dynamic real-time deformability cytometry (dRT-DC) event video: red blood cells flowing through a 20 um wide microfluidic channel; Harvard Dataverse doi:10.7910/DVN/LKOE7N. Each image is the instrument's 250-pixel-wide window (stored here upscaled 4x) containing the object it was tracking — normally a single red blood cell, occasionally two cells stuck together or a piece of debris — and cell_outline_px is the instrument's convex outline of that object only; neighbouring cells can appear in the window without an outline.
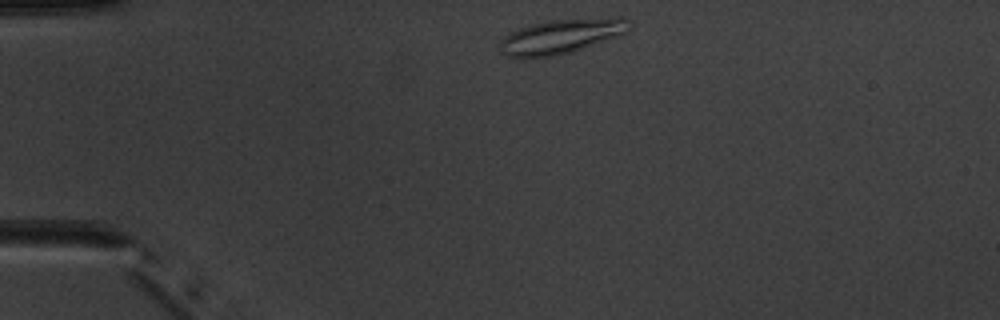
{"species": "common noctule bat (a hibernating species)", "species_latin": "Nyctalus noctula", "temperature_condition": "warm", "stored_images_in_passage": 2, "camera_frame_rate_fps": 3000, "um_per_image_px": 0.085, "animal": {"sex": "male", "body_mass_g": 20.1, "forearm_length_mm": 53.5}, "frame": {"image": 1, "passage_image": 1, "time_ms": 0.0, "image_size_px": [1000, 320], "cell_outline_px": [[628, 32], [572, 52], [556, 56], [508, 56], [500, 52], [500, 40], [504, 36], [520, 28], [552, 20], [616, 16], [620, 16], [624, 20]], "centroid_in_image_um": [47.7, 3.08], "position_along_channel_um": 37.3, "area_um2": 25.37}}